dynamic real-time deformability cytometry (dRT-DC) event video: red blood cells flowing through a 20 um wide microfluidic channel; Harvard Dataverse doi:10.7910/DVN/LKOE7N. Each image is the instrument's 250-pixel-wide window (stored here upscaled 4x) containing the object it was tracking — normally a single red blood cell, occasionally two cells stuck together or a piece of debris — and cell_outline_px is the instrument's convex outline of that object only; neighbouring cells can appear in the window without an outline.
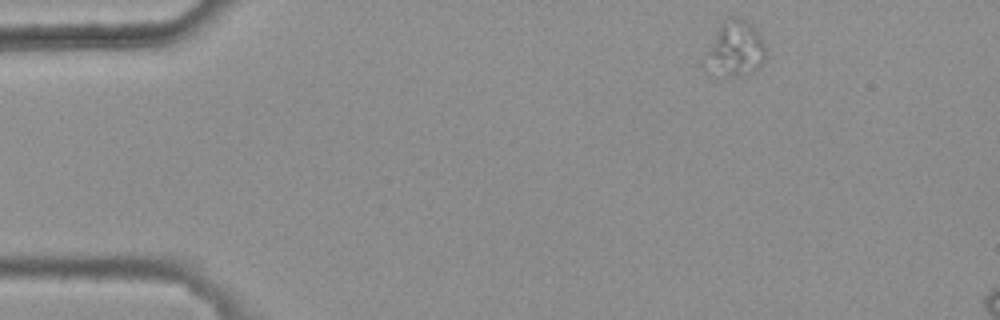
{"species": "common noctule bat (a hibernating species)", "species_latin": "Nyctalus noctula", "temperature_condition": "warm", "stored_images_in_passage": 3, "camera_frame_rate_fps": 3000, "um_per_image_px": 0.085, "animal": {"sex": "female", "body_mass_g": 25.1}, "frame": {"image": 1, "passage_image": 1, "time_ms": 0.0, "image_size_px": [1000, 320], "cell_outline_px": [[764, 60], [760, 68], [744, 76], [716, 80], [708, 52], [720, 24], [728, 16], [740, 16], [748, 20], [756, 28], [764, 44]], "centroid_in_image_um": [62.57, 4.16], "position_along_channel_um": 22.4, "area_um2": 19.42}}